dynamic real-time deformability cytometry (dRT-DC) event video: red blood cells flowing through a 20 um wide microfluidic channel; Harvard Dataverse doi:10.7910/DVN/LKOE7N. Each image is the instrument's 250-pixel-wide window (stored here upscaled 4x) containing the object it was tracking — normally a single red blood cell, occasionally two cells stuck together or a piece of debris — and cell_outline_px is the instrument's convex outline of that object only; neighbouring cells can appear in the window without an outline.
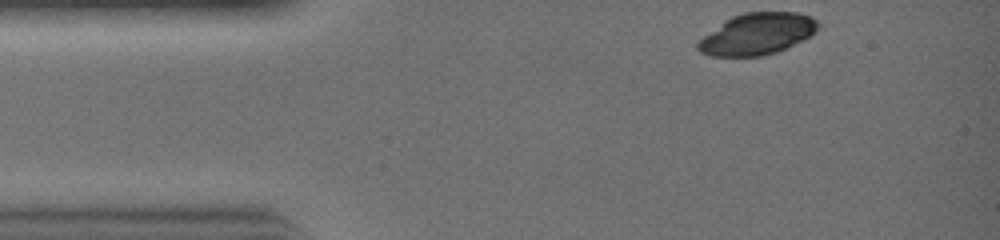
{"species": "common noctule bat (a hibernating species)", "species_latin": "Nyctalus noctula", "temperature_condition": "warm", "stored_images_in_passage": 24, "camera_frame_rate_fps": 3000, "um_per_image_px": 0.085, "animal": {"sex": "female", "body_mass_g": 19.0, "forearm_length_mm": 51.5}, "frame": {"image": 1, "passage_image": 1, "time_ms": 0.0, "image_size_px": [1000, 240], "cell_outline_px": [[820, 28], [816, 32], [776, 52], [760, 56], [712, 56], [700, 52], [696, 48], [696, 44], [704, 36], [724, 20], [732, 16], [744, 12], [796, 12], [812, 16], [820, 24]], "centroid_in_image_um": [64.35, 2.87], "position_along_channel_um": 20.6, "area_um2": 28.9}}